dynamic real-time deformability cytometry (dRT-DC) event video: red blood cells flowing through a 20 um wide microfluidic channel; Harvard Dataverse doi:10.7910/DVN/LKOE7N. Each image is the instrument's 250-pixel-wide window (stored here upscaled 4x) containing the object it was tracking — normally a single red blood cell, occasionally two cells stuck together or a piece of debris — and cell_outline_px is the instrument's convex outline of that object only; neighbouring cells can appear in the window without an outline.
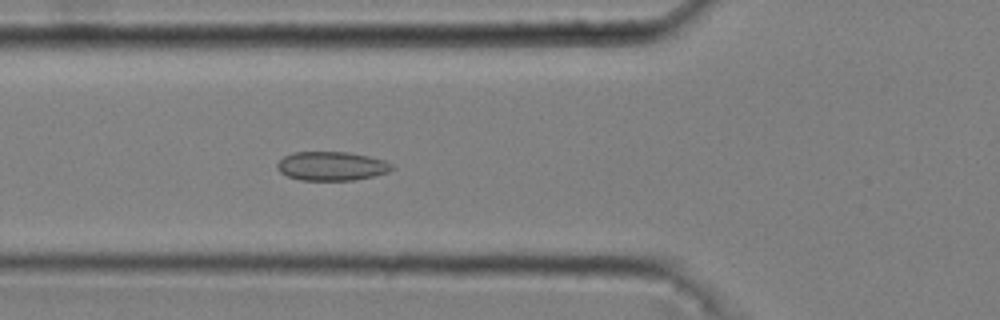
{"species": "common noctule bat (a hibernating species)", "species_latin": "Nyctalus noctula", "temperature_condition": "cold", "stored_images_in_passage": 51, "camera_frame_rate_fps": 3000, "um_per_image_px": 0.085, "animal": {"sex": "male", "body_mass_g": 20.4}, "frame": {"image": 1, "passage_image": 18, "time_ms": 5.667, "image_size_px": [1000, 320], "cell_outline_px": [[396, 168], [388, 172], [372, 176], [352, 180], [300, 180], [288, 176], [280, 172], [276, 168], [276, 164], [284, 156], [292, 152], [348, 152], [368, 156], [384, 160], [392, 164]], "centroid_in_image_um": [28.18, 14.11], "position_along_channel_um": 97.6, "area_um2": 19.36}}
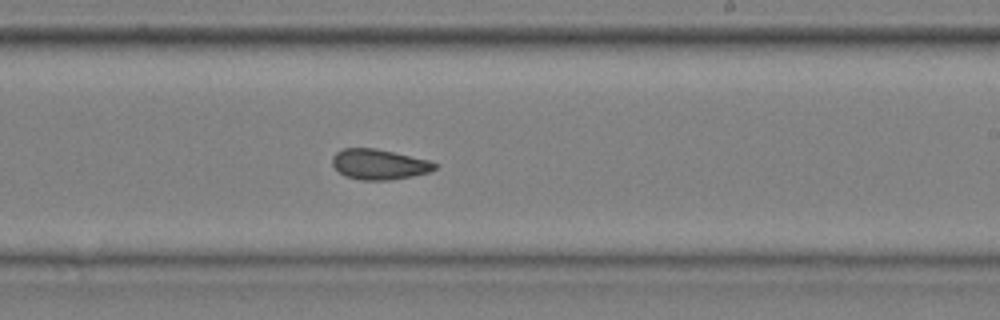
{"frame": {"image": 2, "passage_image": 31, "time_ms": 10.0, "image_size_px": [1000, 320], "cell_outline_px": [[436, 168], [428, 172], [412, 176], [388, 180], [360, 180], [344, 176], [332, 164], [332, 156], [336, 152], [344, 148], [376, 148], [428, 160], [436, 164]], "centroid_in_image_um": [32.18, 13.97], "position_along_channel_um": 256.8, "area_um2": 17.98}}
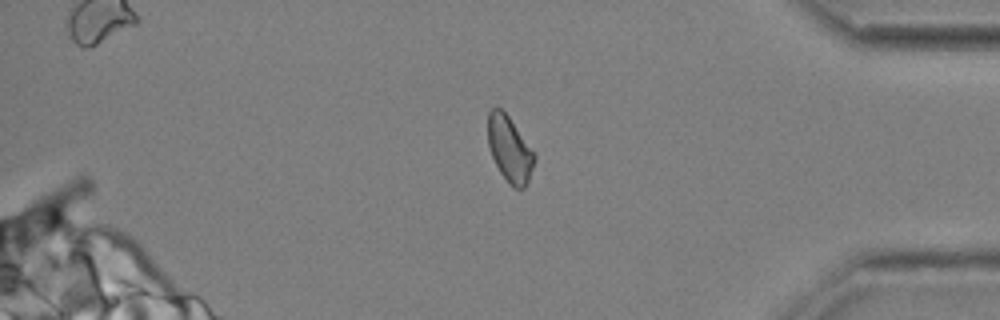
{"frame": {"image": 3, "passage_image": 44, "time_ms": 14.333, "image_size_px": [1000, 320], "cell_outline_px": [[536, 156], [528, 180], [524, 188], [512, 188], [508, 184], [500, 172], [492, 156], [488, 144], [488, 112], [492, 108], [500, 108], [508, 116], [536, 152]], "centroid_in_image_um": [43.33, 12.68], "position_along_channel_um": 391.9, "area_um2": 17.8}, "authors_computed_cell_mechanics": {"area_um2": 18.785, "velocity_mm_per_s": 3.6708, "shape_relaxation_time_tau1_ms": 9.0639, "shape_relaxation_time_tau2_ms": 2.9958, "deformation_change_tau1": 0.1189, "deformation_change_tau2": 0.0707}}